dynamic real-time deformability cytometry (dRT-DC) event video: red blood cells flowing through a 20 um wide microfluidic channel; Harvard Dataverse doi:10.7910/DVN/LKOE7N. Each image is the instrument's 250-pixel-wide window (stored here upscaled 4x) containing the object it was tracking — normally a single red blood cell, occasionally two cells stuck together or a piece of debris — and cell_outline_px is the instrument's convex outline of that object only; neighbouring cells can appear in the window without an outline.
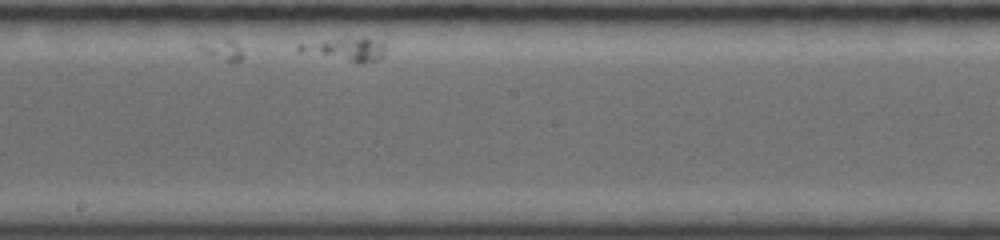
{"species": "common noctule bat (a hibernating species)", "species_latin": "Nyctalus noctula", "temperature_condition": "room temperature", "stored_images_in_passage": 23, "camera_frame_rate_fps": 4000, "um_per_image_px": 0.085, "animal": {"sex": "female", "body_mass_g": 19.0, "forearm_length_mm": 56.7}, "frame": {"image": 1, "passage_image": 23, "time_ms": 5.5, "image_size_px": [1000, 240], "cell_outline_px": [[384, 56], [376, 60], [360, 64], [356, 64], [300, 52], [296, 48], [296, 44], [336, 40], [368, 40], [384, 44]], "centroid_in_image_um": [29.33, 4.28], "position_along_channel_um": 218.9, "area_um2": 11.04}}